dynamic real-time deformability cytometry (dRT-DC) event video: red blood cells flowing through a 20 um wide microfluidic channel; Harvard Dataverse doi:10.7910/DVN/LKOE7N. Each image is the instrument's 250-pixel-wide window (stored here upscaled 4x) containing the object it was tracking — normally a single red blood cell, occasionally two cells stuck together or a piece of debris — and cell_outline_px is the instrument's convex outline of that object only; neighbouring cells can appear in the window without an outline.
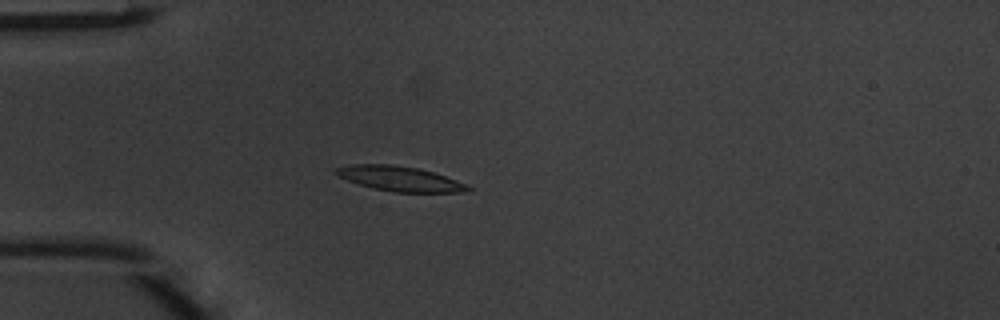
{"species": "common noctule bat (a hibernating species)", "species_latin": "Nyctalus noctula", "temperature_condition": "warm", "stored_images_in_passage": 49, "camera_frame_rate_fps": 3000, "um_per_image_px": 0.085, "animal": {"sex": "male", "body_mass_g": 20.1, "forearm_length_mm": 53.5}, "frame": {"image": 1, "passage_image": 14, "time_ms": 4.333, "image_size_px": [1000, 320], "cell_outline_px": [[472, 188], [468, 192], [392, 192], [360, 184], [336, 176], [332, 172], [336, 168], [352, 164], [392, 164], [420, 168], [456, 180]], "centroid_in_image_um": [33.95, 15.18], "position_along_channel_um": 51.1, "area_um2": 19.02}}
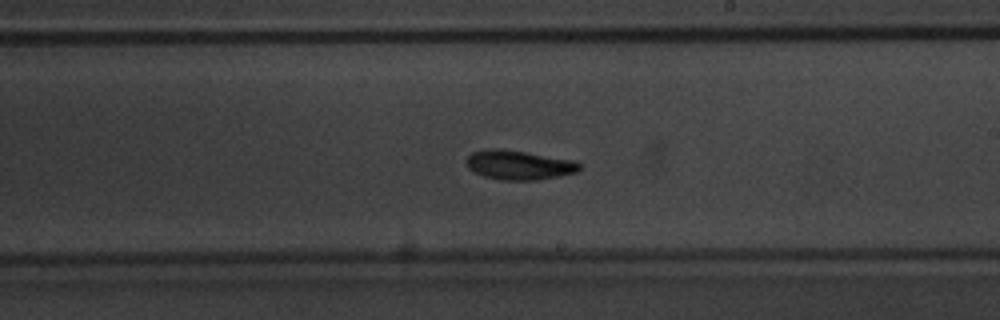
{"frame": {"image": 2, "passage_image": 29, "time_ms": 9.333, "image_size_px": [1000, 320], "cell_outline_px": [[580, 168], [576, 172], [560, 176], [536, 180], [504, 180], [484, 176], [472, 172], [468, 168], [464, 160], [472, 152], [484, 148], [496, 148], [524, 152], [576, 160], [580, 164]], "centroid_in_image_um": [44.07, 14.02], "position_along_channel_um": 244.9, "area_um2": 19.48}}
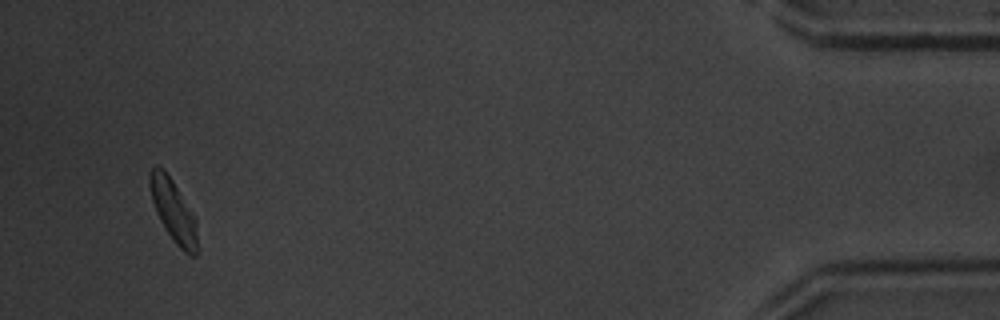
{"frame": {"image": 3, "passage_image": 47, "time_ms": 15.333, "image_size_px": [1000, 320], "cell_outline_px": [[196, 256], [188, 256], [172, 240], [164, 228], [156, 212], [152, 200], [148, 184], [148, 176], [152, 168], [156, 164], [164, 168], [196, 216]], "centroid_in_image_um": [14.71, 17.88], "position_along_channel_um": 420.5, "area_um2": 17.46}, "authors_computed_cell_mechanics": {"area_um2": 18.4382, "velocity_mm_per_s": 4.1285, "shape_relaxation_time_tau1_ms": 2.02, "shape_relaxation_time_tau2_ms": 4.3977, "deformation_change_tau1": 0.1564, "deformation_change_tau2": 0.1173}}